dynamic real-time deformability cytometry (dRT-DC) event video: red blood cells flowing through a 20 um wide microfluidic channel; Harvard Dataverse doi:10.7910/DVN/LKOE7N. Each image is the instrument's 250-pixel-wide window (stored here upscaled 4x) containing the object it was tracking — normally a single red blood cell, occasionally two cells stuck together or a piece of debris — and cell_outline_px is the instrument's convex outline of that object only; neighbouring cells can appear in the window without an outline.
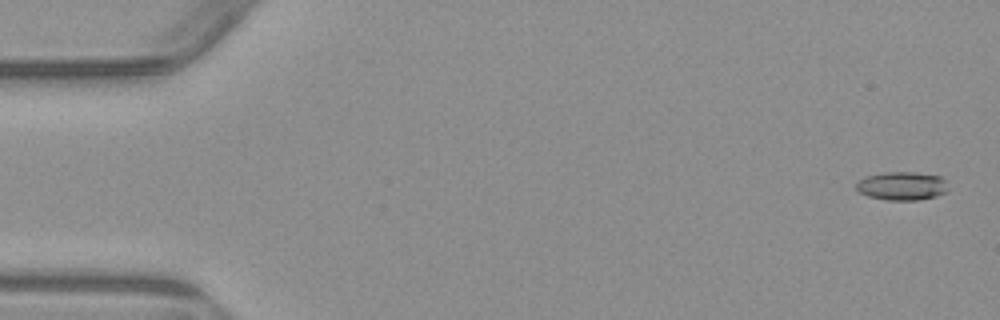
{"species": "common noctule bat (a hibernating species)", "species_latin": "Nyctalus noctula", "temperature_condition": "warm", "stored_images_in_passage": 5, "camera_frame_rate_fps": 3000, "um_per_image_px": 0.085, "animal": {"sex": "male", "body_mass_g": 23.1, "forearm_length_mm": 52.7}, "frame": {"image": 1, "passage_image": 1, "time_ms": 0.0, "image_size_px": [1000, 320], "cell_outline_px": [[944, 192], [936, 196], [920, 200], [888, 200], [868, 196], [860, 192], [856, 188], [856, 184], [864, 176], [884, 172], [912, 172], [940, 176], [944, 180]], "centroid_in_image_um": [76.61, 15.8], "position_along_channel_um": 8.4, "area_um2": 14.97}}
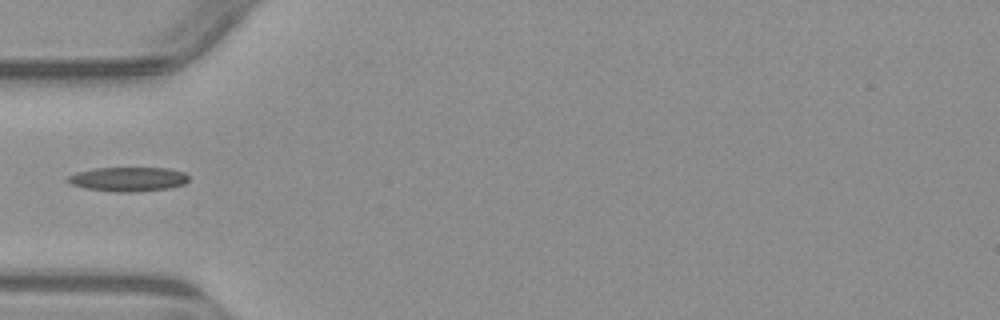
{"frame": {"image": 2, "passage_image": 4, "time_ms": 5.333, "image_size_px": [1000, 320], "cell_outline_px": [[188, 180], [184, 184], [168, 188], [136, 192], [116, 192], [88, 188], [72, 184], [64, 180], [68, 176], [76, 172], [92, 168], [168, 168], [184, 172], [188, 176]], "centroid_in_image_um": [10.88, 15.22], "position_along_channel_um": 74.1, "area_um2": 17.11}}
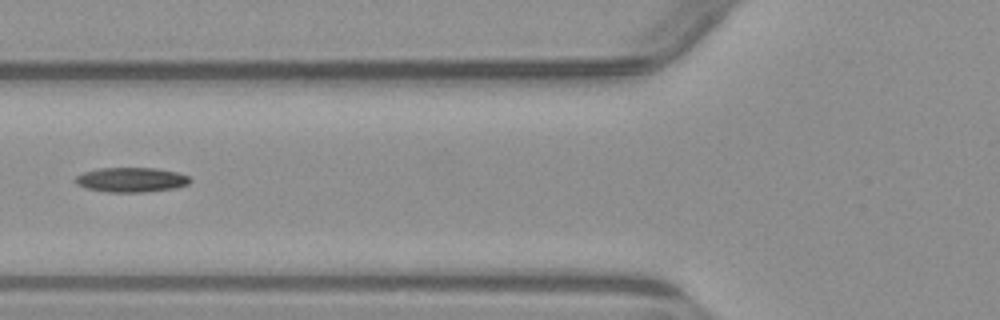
{"frame": {"image": 3, "passage_image": 5, "time_ms": 6.333, "image_size_px": [1000, 320], "cell_outline_px": [[192, 180], [188, 184], [176, 188], [144, 192], [108, 192], [88, 188], [76, 184], [72, 180], [76, 176], [84, 172], [100, 168], [156, 168], [176, 172], [188, 176]], "centroid_in_image_um": [11.15, 15.28], "position_along_channel_um": 114.7, "area_um2": 16.47}}